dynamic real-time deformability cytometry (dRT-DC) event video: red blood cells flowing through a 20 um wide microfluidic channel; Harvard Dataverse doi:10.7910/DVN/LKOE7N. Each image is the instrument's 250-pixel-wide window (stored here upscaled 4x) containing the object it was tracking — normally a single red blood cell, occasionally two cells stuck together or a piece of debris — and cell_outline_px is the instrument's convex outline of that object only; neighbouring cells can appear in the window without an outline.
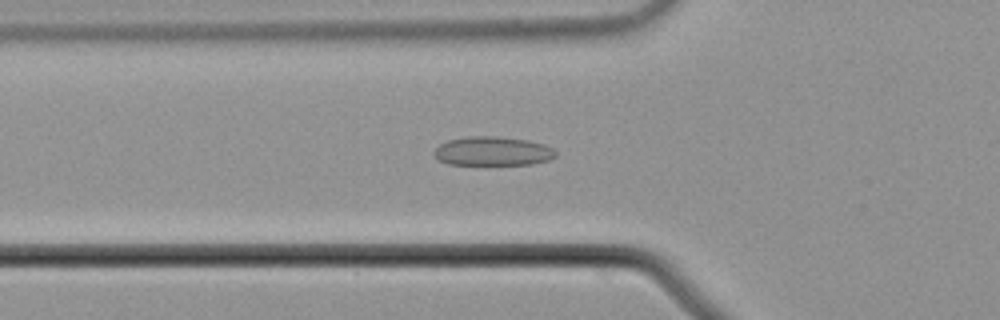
{"species": "common noctule bat (a hibernating species)", "species_latin": "Nyctalus noctula", "temperature_condition": "cold", "stored_images_in_passage": 48, "camera_frame_rate_fps": 3000, "um_per_image_px": 0.085, "animal": {"sex": "male", "body_mass_g": 21.5, "forearm_length_mm": 52.0}, "frame": {"image": 1, "passage_image": 12, "time_ms": 3.667, "image_size_px": [1000, 320], "cell_outline_px": [[556, 156], [548, 160], [532, 164], [448, 164], [440, 160], [432, 152], [440, 144], [448, 140], [468, 136], [496, 136], [528, 140], [544, 144], [552, 148], [556, 152]], "centroid_in_image_um": [41.88, 12.84], "position_along_channel_um": 83.9, "area_um2": 20.46}}
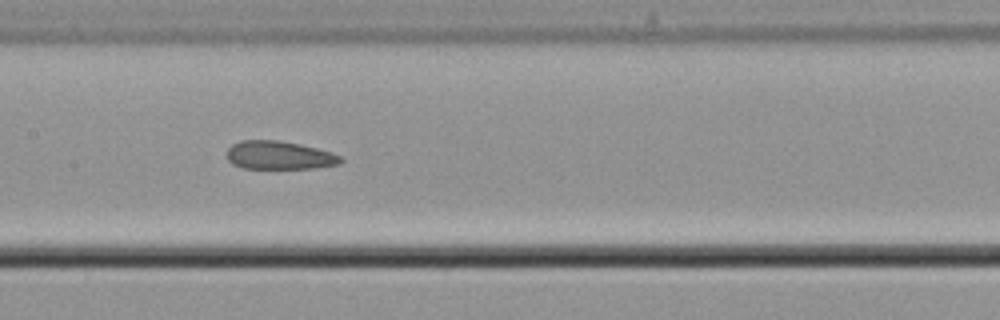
{"frame": {"image": 2, "passage_image": 20, "time_ms": 6.333, "image_size_px": [1000, 320], "cell_outline_px": [[344, 160], [340, 164], [312, 168], [244, 168], [232, 164], [228, 160], [228, 148], [232, 144], [240, 140], [276, 140], [300, 144], [332, 152], [340, 156]], "centroid_in_image_um": [23.74, 13.19], "position_along_channel_um": 183.7, "area_um2": 18.73}}
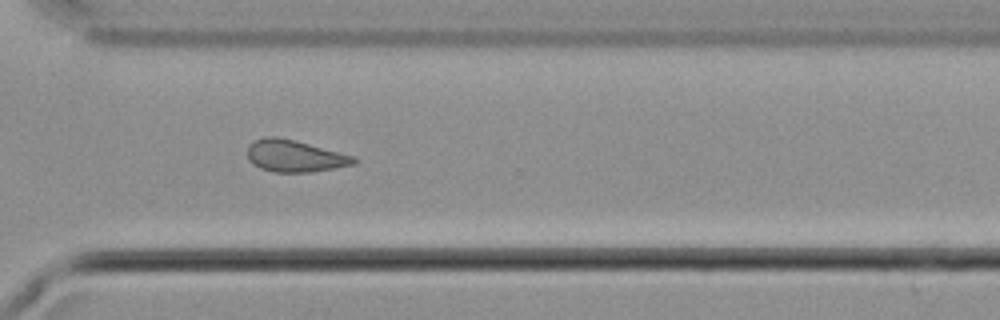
{"frame": {"image": 3, "passage_image": 33, "time_ms": 10.667, "image_size_px": [1000, 320], "cell_outline_px": [[360, 160], [356, 164], [312, 172], [276, 172], [260, 168], [252, 164], [248, 160], [248, 144], [252, 140], [264, 136], [276, 136], [296, 140], [356, 156]], "centroid_in_image_um": [25.07, 13.24], "position_along_channel_um": 345.5, "area_um2": 20.23}, "authors_computed_cell_mechanics": {"area_um2": 19.7676, "velocity_mm_per_s": 3.7337, "shape_relaxation_time_tau1_ms": null, "shape_relaxation_time_tau2_ms": 3.5052, "deformation_change_tau1": null, "deformation_change_tau2": 0.094}}